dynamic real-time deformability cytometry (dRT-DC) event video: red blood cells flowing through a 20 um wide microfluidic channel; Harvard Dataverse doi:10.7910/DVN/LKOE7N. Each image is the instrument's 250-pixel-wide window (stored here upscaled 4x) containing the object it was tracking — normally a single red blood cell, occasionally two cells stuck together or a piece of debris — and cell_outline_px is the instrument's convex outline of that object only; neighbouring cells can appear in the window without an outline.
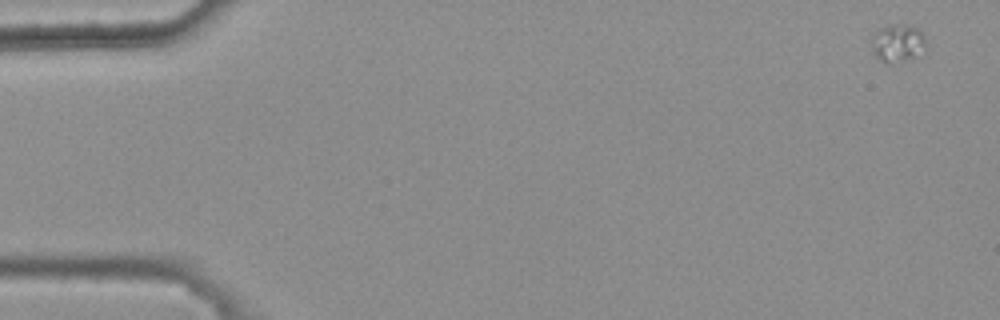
{"species": "common noctule bat (a hibernating species)", "species_latin": "Nyctalus noctula", "temperature_condition": "warm", "stored_images_in_passage": 5, "camera_frame_rate_fps": 3000, "um_per_image_px": 0.085, "animal": {"sex": "female", "body_mass_g": 25.1}, "frame": {"image": 1, "passage_image": 1, "time_ms": 0.0, "image_size_px": [1000, 320], "cell_outline_px": [[928, 44], [912, 60], [888, 64], [880, 60], [872, 52], [868, 40], [872, 32], [880, 28], [892, 24], [908, 24], [920, 28], [924, 32]], "centroid_in_image_um": [76.28, 3.64], "position_along_channel_um": 8.7, "area_um2": 12.89}}